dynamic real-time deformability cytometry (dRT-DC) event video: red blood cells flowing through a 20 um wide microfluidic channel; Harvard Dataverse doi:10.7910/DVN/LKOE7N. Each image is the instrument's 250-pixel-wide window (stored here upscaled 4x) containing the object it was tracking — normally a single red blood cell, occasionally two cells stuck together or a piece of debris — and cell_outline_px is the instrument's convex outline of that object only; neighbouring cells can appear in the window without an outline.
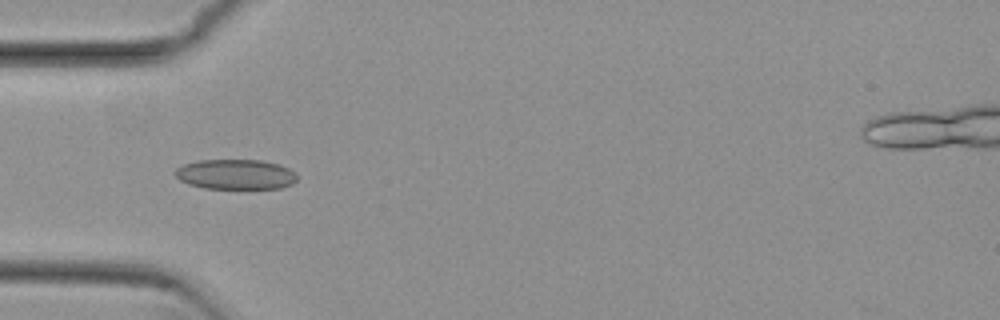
{"species": "common noctule bat (a hibernating species)", "species_latin": "Nyctalus noctula", "temperature_condition": "cold", "stored_images_in_passage": 40, "camera_frame_rate_fps": 3000, "um_per_image_px": 0.085, "animal": {"sex": "female", "body_mass_g": 29.2, "forearm_length_mm": 56.3}, "frame": {"image": 1, "passage_image": 3, "time_ms": 0.667, "image_size_px": [1000, 320], "cell_outline_px": [[296, 180], [292, 184], [280, 188], [204, 188], [188, 184], [180, 180], [172, 172], [176, 168], [184, 164], [200, 160], [260, 160], [280, 164], [288, 168], [296, 176]], "centroid_in_image_um": [19.99, 14.81], "position_along_channel_um": 65.0, "area_um2": 21.27}}
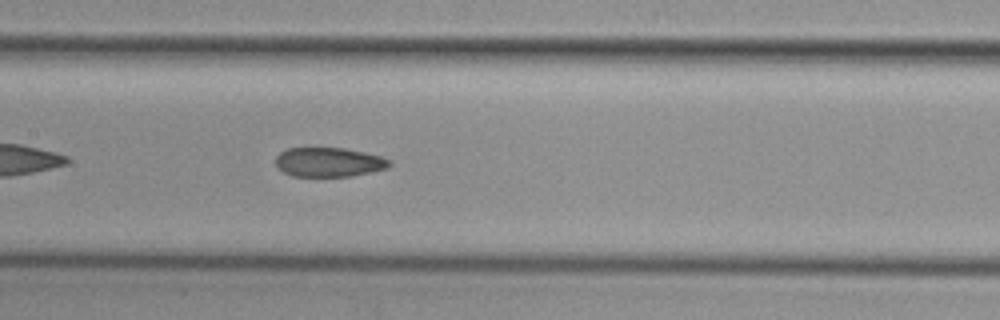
{"frame": {"image": 2, "passage_image": 12, "time_ms": 3.667, "image_size_px": [1000, 320], "cell_outline_px": [[392, 164], [388, 168], [372, 172], [352, 176], [292, 176], [284, 172], [276, 164], [276, 156], [280, 152], [288, 148], [344, 148], [364, 152], [380, 156], [392, 160]], "centroid_in_image_um": [28.0, 13.78], "position_along_channel_um": 179.4, "area_um2": 19.48}}
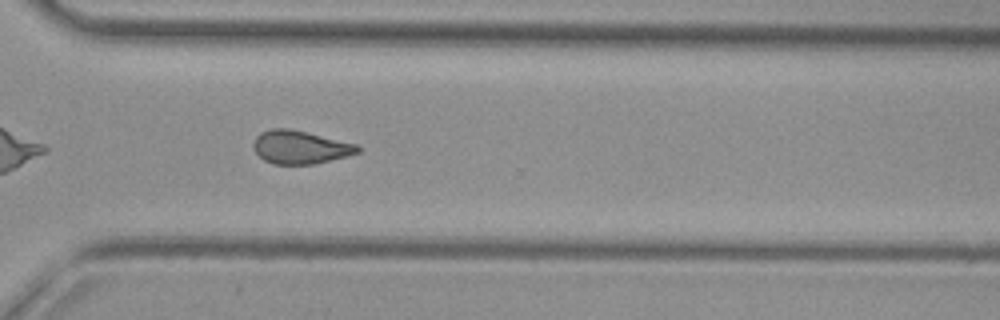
{"frame": {"image": 3, "passage_image": 25, "time_ms": 8.0, "image_size_px": [1000, 320], "cell_outline_px": [[360, 152], [348, 156], [312, 164], [272, 164], [264, 160], [252, 148], [252, 144], [256, 136], [260, 132], [272, 128], [288, 128], [308, 132], [356, 144], [360, 148]], "centroid_in_image_um": [25.49, 12.5], "position_along_channel_um": 345.1, "area_um2": 20.23}, "authors_computed_cell_mechanics": {"area_um2": 20.3167, "velocity_mm_per_s": 3.8272, "shape_relaxation_time_tau1_ms": null, "shape_relaxation_time_tau2_ms": 2.6812, "deformation_change_tau1": null, "deformation_change_tau2": 0.089}}